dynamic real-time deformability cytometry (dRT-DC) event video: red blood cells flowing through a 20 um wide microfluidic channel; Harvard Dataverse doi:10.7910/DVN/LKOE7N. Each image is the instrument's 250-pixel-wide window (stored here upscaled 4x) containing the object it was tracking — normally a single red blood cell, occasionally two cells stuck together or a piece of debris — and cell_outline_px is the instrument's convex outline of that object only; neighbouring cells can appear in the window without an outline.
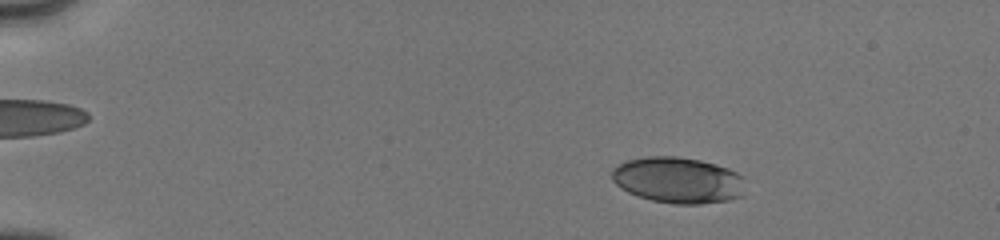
{"species": "human", "species_latin": "Homo sapiens", "temperature_condition": "cold", "stored_images_in_passage": 20, "camera_frame_rate_fps": 3000, "um_per_image_px": 0.085, "donor": {"sex": "male"}, "frame": {"image": 1, "passage_image": 10, "time_ms": 2.667, "image_size_px": [1000, 240], "cell_outline_px": [[744, 196], [728, 200], [700, 204], [676, 204], [652, 200], [628, 192], [620, 188], [612, 180], [612, 168], [628, 160], [644, 156], [676, 156], [700, 160], [716, 164], [728, 168], [744, 176]], "centroid_in_image_um": [57.66, 15.31], "position_along_channel_um": 27.3, "area_um2": 36.07}}
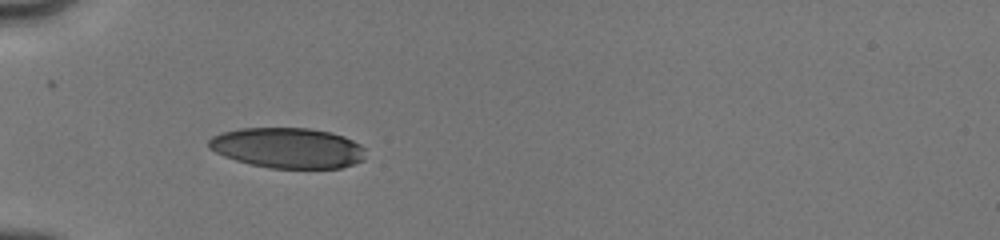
{"frame": {"image": 2, "passage_image": 19, "time_ms": 5.667, "image_size_px": [1000, 240], "cell_outline_px": [[364, 160], [340, 168], [268, 168], [236, 160], [224, 156], [208, 148], [208, 140], [212, 136], [220, 132], [240, 128], [308, 128], [332, 132], [344, 136], [360, 144], [364, 148]], "centroid_in_image_um": [24.44, 12.56], "position_along_channel_um": 60.6, "area_um2": 37.05}}